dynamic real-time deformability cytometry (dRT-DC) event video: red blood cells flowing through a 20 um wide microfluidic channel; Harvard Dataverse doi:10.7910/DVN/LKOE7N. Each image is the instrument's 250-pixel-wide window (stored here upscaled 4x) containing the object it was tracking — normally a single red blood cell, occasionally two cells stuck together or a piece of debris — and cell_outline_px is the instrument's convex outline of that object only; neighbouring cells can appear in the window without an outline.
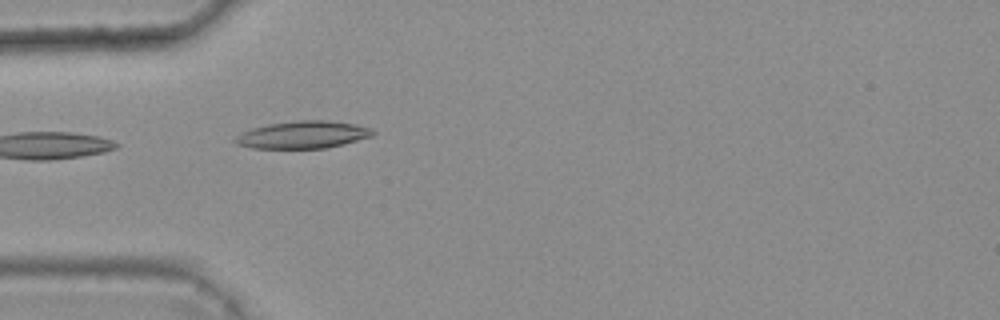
{"species": "common noctule bat (a hibernating species)", "species_latin": "Nyctalus noctula", "temperature_condition": "warm", "stored_images_in_passage": 3, "camera_frame_rate_fps": 3000, "um_per_image_px": 0.085, "animal": {"sex": "female", "body_mass_g": 25.1}, "frame": {"image": 1, "passage_image": 3, "time_ms": 0.667, "image_size_px": [1000, 320], "cell_outline_px": [[376, 132], [372, 136], [344, 144], [324, 148], [252, 148], [236, 144], [232, 140], [236, 136], [252, 128], [268, 124], [296, 120], [328, 120], [356, 124], [372, 128]], "centroid_in_image_um": [25.77, 11.45], "position_along_channel_um": 59.2, "area_um2": 22.02}}